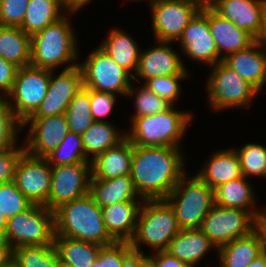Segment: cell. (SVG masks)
<instances>
[{
    "label": "cell",
    "instance_id": "1",
    "mask_svg": "<svg viewBox=\"0 0 266 267\" xmlns=\"http://www.w3.org/2000/svg\"><path fill=\"white\" fill-rule=\"evenodd\" d=\"M182 147L133 145L131 178L143 200L165 199L185 171Z\"/></svg>",
    "mask_w": 266,
    "mask_h": 267
},
{
    "label": "cell",
    "instance_id": "2",
    "mask_svg": "<svg viewBox=\"0 0 266 267\" xmlns=\"http://www.w3.org/2000/svg\"><path fill=\"white\" fill-rule=\"evenodd\" d=\"M73 13L76 12L67 11L59 20L31 35V66L57 72L63 65V70L78 65L77 34L69 19Z\"/></svg>",
    "mask_w": 266,
    "mask_h": 267
},
{
    "label": "cell",
    "instance_id": "3",
    "mask_svg": "<svg viewBox=\"0 0 266 267\" xmlns=\"http://www.w3.org/2000/svg\"><path fill=\"white\" fill-rule=\"evenodd\" d=\"M55 236L69 237L106 246L115 241L108 234L101 208L87 195L54 210Z\"/></svg>",
    "mask_w": 266,
    "mask_h": 267
},
{
    "label": "cell",
    "instance_id": "4",
    "mask_svg": "<svg viewBox=\"0 0 266 267\" xmlns=\"http://www.w3.org/2000/svg\"><path fill=\"white\" fill-rule=\"evenodd\" d=\"M192 117L191 112L178 111L172 105L164 112L136 117L126 131V138L138 146L181 147Z\"/></svg>",
    "mask_w": 266,
    "mask_h": 267
},
{
    "label": "cell",
    "instance_id": "5",
    "mask_svg": "<svg viewBox=\"0 0 266 267\" xmlns=\"http://www.w3.org/2000/svg\"><path fill=\"white\" fill-rule=\"evenodd\" d=\"M180 230L175 211L166 199L143 200L135 235L129 243L133 251L140 253H144L141 244L150 247L153 252L167 250Z\"/></svg>",
    "mask_w": 266,
    "mask_h": 267
},
{
    "label": "cell",
    "instance_id": "6",
    "mask_svg": "<svg viewBox=\"0 0 266 267\" xmlns=\"http://www.w3.org/2000/svg\"><path fill=\"white\" fill-rule=\"evenodd\" d=\"M173 207L180 229H199L215 205L214 190L197 175L186 173L165 198Z\"/></svg>",
    "mask_w": 266,
    "mask_h": 267
},
{
    "label": "cell",
    "instance_id": "7",
    "mask_svg": "<svg viewBox=\"0 0 266 267\" xmlns=\"http://www.w3.org/2000/svg\"><path fill=\"white\" fill-rule=\"evenodd\" d=\"M211 67L205 87L210 109L219 112L250 107L259 92L223 61Z\"/></svg>",
    "mask_w": 266,
    "mask_h": 267
},
{
    "label": "cell",
    "instance_id": "8",
    "mask_svg": "<svg viewBox=\"0 0 266 267\" xmlns=\"http://www.w3.org/2000/svg\"><path fill=\"white\" fill-rule=\"evenodd\" d=\"M54 211L44 205L33 204L30 208L7 219L2 236L14 250L20 246L54 244Z\"/></svg>",
    "mask_w": 266,
    "mask_h": 267
},
{
    "label": "cell",
    "instance_id": "9",
    "mask_svg": "<svg viewBox=\"0 0 266 267\" xmlns=\"http://www.w3.org/2000/svg\"><path fill=\"white\" fill-rule=\"evenodd\" d=\"M78 65L87 89L126 96L133 82V76L99 46Z\"/></svg>",
    "mask_w": 266,
    "mask_h": 267
},
{
    "label": "cell",
    "instance_id": "10",
    "mask_svg": "<svg viewBox=\"0 0 266 267\" xmlns=\"http://www.w3.org/2000/svg\"><path fill=\"white\" fill-rule=\"evenodd\" d=\"M50 81V70L31 65L18 68L13 88L7 96L16 118L24 123L41 105Z\"/></svg>",
    "mask_w": 266,
    "mask_h": 267
},
{
    "label": "cell",
    "instance_id": "11",
    "mask_svg": "<svg viewBox=\"0 0 266 267\" xmlns=\"http://www.w3.org/2000/svg\"><path fill=\"white\" fill-rule=\"evenodd\" d=\"M254 218L249 211L215 204L199 229L218 249L236 238L249 235L254 230Z\"/></svg>",
    "mask_w": 266,
    "mask_h": 267
},
{
    "label": "cell",
    "instance_id": "12",
    "mask_svg": "<svg viewBox=\"0 0 266 267\" xmlns=\"http://www.w3.org/2000/svg\"><path fill=\"white\" fill-rule=\"evenodd\" d=\"M155 41L176 43L193 17L200 11L179 0H148Z\"/></svg>",
    "mask_w": 266,
    "mask_h": 267
},
{
    "label": "cell",
    "instance_id": "13",
    "mask_svg": "<svg viewBox=\"0 0 266 267\" xmlns=\"http://www.w3.org/2000/svg\"><path fill=\"white\" fill-rule=\"evenodd\" d=\"M91 163H74L52 167L48 209L81 198L89 193Z\"/></svg>",
    "mask_w": 266,
    "mask_h": 267
},
{
    "label": "cell",
    "instance_id": "14",
    "mask_svg": "<svg viewBox=\"0 0 266 267\" xmlns=\"http://www.w3.org/2000/svg\"><path fill=\"white\" fill-rule=\"evenodd\" d=\"M52 167L45 157H35L26 151L19 159L13 182L32 204L48 208Z\"/></svg>",
    "mask_w": 266,
    "mask_h": 267
},
{
    "label": "cell",
    "instance_id": "15",
    "mask_svg": "<svg viewBox=\"0 0 266 267\" xmlns=\"http://www.w3.org/2000/svg\"><path fill=\"white\" fill-rule=\"evenodd\" d=\"M184 56L208 67L219 62V54L209 29L208 9L199 11L177 41Z\"/></svg>",
    "mask_w": 266,
    "mask_h": 267
},
{
    "label": "cell",
    "instance_id": "16",
    "mask_svg": "<svg viewBox=\"0 0 266 267\" xmlns=\"http://www.w3.org/2000/svg\"><path fill=\"white\" fill-rule=\"evenodd\" d=\"M83 87V76L79 65L60 71L57 76L50 70L48 91L41 105L31 117L62 115L70 101Z\"/></svg>",
    "mask_w": 266,
    "mask_h": 267
},
{
    "label": "cell",
    "instance_id": "17",
    "mask_svg": "<svg viewBox=\"0 0 266 267\" xmlns=\"http://www.w3.org/2000/svg\"><path fill=\"white\" fill-rule=\"evenodd\" d=\"M29 128L25 138V151L35 157H45L63 140L69 127L65 115L29 117L22 123V129Z\"/></svg>",
    "mask_w": 266,
    "mask_h": 267
},
{
    "label": "cell",
    "instance_id": "18",
    "mask_svg": "<svg viewBox=\"0 0 266 267\" xmlns=\"http://www.w3.org/2000/svg\"><path fill=\"white\" fill-rule=\"evenodd\" d=\"M155 43V47L141 50L139 65L133 76L134 81H142L143 84L148 79L160 76L190 74L184 60L171 47L173 42L156 41Z\"/></svg>",
    "mask_w": 266,
    "mask_h": 267
},
{
    "label": "cell",
    "instance_id": "19",
    "mask_svg": "<svg viewBox=\"0 0 266 267\" xmlns=\"http://www.w3.org/2000/svg\"><path fill=\"white\" fill-rule=\"evenodd\" d=\"M212 8L255 38L266 15V0H213Z\"/></svg>",
    "mask_w": 266,
    "mask_h": 267
},
{
    "label": "cell",
    "instance_id": "20",
    "mask_svg": "<svg viewBox=\"0 0 266 267\" xmlns=\"http://www.w3.org/2000/svg\"><path fill=\"white\" fill-rule=\"evenodd\" d=\"M209 29L219 54V62L229 54L248 48L255 38L238 28L234 22L221 16L212 7L208 8Z\"/></svg>",
    "mask_w": 266,
    "mask_h": 267
},
{
    "label": "cell",
    "instance_id": "21",
    "mask_svg": "<svg viewBox=\"0 0 266 267\" xmlns=\"http://www.w3.org/2000/svg\"><path fill=\"white\" fill-rule=\"evenodd\" d=\"M143 201H125L101 208L104 226L115 242H130Z\"/></svg>",
    "mask_w": 266,
    "mask_h": 267
},
{
    "label": "cell",
    "instance_id": "22",
    "mask_svg": "<svg viewBox=\"0 0 266 267\" xmlns=\"http://www.w3.org/2000/svg\"><path fill=\"white\" fill-rule=\"evenodd\" d=\"M223 62L259 93L266 84V53L254 42L248 48L229 54Z\"/></svg>",
    "mask_w": 266,
    "mask_h": 267
},
{
    "label": "cell",
    "instance_id": "23",
    "mask_svg": "<svg viewBox=\"0 0 266 267\" xmlns=\"http://www.w3.org/2000/svg\"><path fill=\"white\" fill-rule=\"evenodd\" d=\"M133 144L125 138L91 160V179H112L131 174Z\"/></svg>",
    "mask_w": 266,
    "mask_h": 267
},
{
    "label": "cell",
    "instance_id": "24",
    "mask_svg": "<svg viewBox=\"0 0 266 267\" xmlns=\"http://www.w3.org/2000/svg\"><path fill=\"white\" fill-rule=\"evenodd\" d=\"M205 162L196 175L213 190L243 176L239 157L234 148L219 149Z\"/></svg>",
    "mask_w": 266,
    "mask_h": 267
},
{
    "label": "cell",
    "instance_id": "25",
    "mask_svg": "<svg viewBox=\"0 0 266 267\" xmlns=\"http://www.w3.org/2000/svg\"><path fill=\"white\" fill-rule=\"evenodd\" d=\"M211 248L217 251L216 246L200 229H181L166 251L191 267H196Z\"/></svg>",
    "mask_w": 266,
    "mask_h": 267
},
{
    "label": "cell",
    "instance_id": "26",
    "mask_svg": "<svg viewBox=\"0 0 266 267\" xmlns=\"http://www.w3.org/2000/svg\"><path fill=\"white\" fill-rule=\"evenodd\" d=\"M89 194L100 208L125 201H143L134 187L131 175L91 179Z\"/></svg>",
    "mask_w": 266,
    "mask_h": 267
},
{
    "label": "cell",
    "instance_id": "27",
    "mask_svg": "<svg viewBox=\"0 0 266 267\" xmlns=\"http://www.w3.org/2000/svg\"><path fill=\"white\" fill-rule=\"evenodd\" d=\"M134 39L123 29L113 28L108 32L106 39L103 38V41L98 45L132 76L137 71L141 53L139 44Z\"/></svg>",
    "mask_w": 266,
    "mask_h": 267
},
{
    "label": "cell",
    "instance_id": "28",
    "mask_svg": "<svg viewBox=\"0 0 266 267\" xmlns=\"http://www.w3.org/2000/svg\"><path fill=\"white\" fill-rule=\"evenodd\" d=\"M253 190L254 187L244 176L233 179L214 190L215 204L227 208L246 210L255 217L263 210V207L256 209L257 199H255L256 194Z\"/></svg>",
    "mask_w": 266,
    "mask_h": 267
},
{
    "label": "cell",
    "instance_id": "29",
    "mask_svg": "<svg viewBox=\"0 0 266 267\" xmlns=\"http://www.w3.org/2000/svg\"><path fill=\"white\" fill-rule=\"evenodd\" d=\"M219 267H247L263 250L259 237L252 231L217 249Z\"/></svg>",
    "mask_w": 266,
    "mask_h": 267
},
{
    "label": "cell",
    "instance_id": "30",
    "mask_svg": "<svg viewBox=\"0 0 266 267\" xmlns=\"http://www.w3.org/2000/svg\"><path fill=\"white\" fill-rule=\"evenodd\" d=\"M60 263L66 267H91L102 246L69 237L54 236Z\"/></svg>",
    "mask_w": 266,
    "mask_h": 267
},
{
    "label": "cell",
    "instance_id": "31",
    "mask_svg": "<svg viewBox=\"0 0 266 267\" xmlns=\"http://www.w3.org/2000/svg\"><path fill=\"white\" fill-rule=\"evenodd\" d=\"M0 57L18 68L29 66L31 35L20 27L0 26Z\"/></svg>",
    "mask_w": 266,
    "mask_h": 267
},
{
    "label": "cell",
    "instance_id": "32",
    "mask_svg": "<svg viewBox=\"0 0 266 267\" xmlns=\"http://www.w3.org/2000/svg\"><path fill=\"white\" fill-rule=\"evenodd\" d=\"M67 11L61 0H29L20 28L26 34L33 35L62 18Z\"/></svg>",
    "mask_w": 266,
    "mask_h": 267
},
{
    "label": "cell",
    "instance_id": "33",
    "mask_svg": "<svg viewBox=\"0 0 266 267\" xmlns=\"http://www.w3.org/2000/svg\"><path fill=\"white\" fill-rule=\"evenodd\" d=\"M110 121L93 122L81 135L86 157L91 161L109 148L117 146L126 138ZM91 156V157H90Z\"/></svg>",
    "mask_w": 266,
    "mask_h": 267
},
{
    "label": "cell",
    "instance_id": "34",
    "mask_svg": "<svg viewBox=\"0 0 266 267\" xmlns=\"http://www.w3.org/2000/svg\"><path fill=\"white\" fill-rule=\"evenodd\" d=\"M45 158L51 167L74 163H91L86 157L82 136L71 131Z\"/></svg>",
    "mask_w": 266,
    "mask_h": 267
},
{
    "label": "cell",
    "instance_id": "35",
    "mask_svg": "<svg viewBox=\"0 0 266 267\" xmlns=\"http://www.w3.org/2000/svg\"><path fill=\"white\" fill-rule=\"evenodd\" d=\"M69 131L82 135L94 122L90 109V89L82 87L64 112Z\"/></svg>",
    "mask_w": 266,
    "mask_h": 267
},
{
    "label": "cell",
    "instance_id": "36",
    "mask_svg": "<svg viewBox=\"0 0 266 267\" xmlns=\"http://www.w3.org/2000/svg\"><path fill=\"white\" fill-rule=\"evenodd\" d=\"M13 257L21 267H61L54 244L20 246L13 250Z\"/></svg>",
    "mask_w": 266,
    "mask_h": 267
},
{
    "label": "cell",
    "instance_id": "37",
    "mask_svg": "<svg viewBox=\"0 0 266 267\" xmlns=\"http://www.w3.org/2000/svg\"><path fill=\"white\" fill-rule=\"evenodd\" d=\"M245 178L266 176V146L257 143H247L235 148Z\"/></svg>",
    "mask_w": 266,
    "mask_h": 267
},
{
    "label": "cell",
    "instance_id": "38",
    "mask_svg": "<svg viewBox=\"0 0 266 267\" xmlns=\"http://www.w3.org/2000/svg\"><path fill=\"white\" fill-rule=\"evenodd\" d=\"M134 88V82H132L126 94V97H134L135 112L132 114L131 118H129L131 122L136 117L164 112L172 106L168 101L150 91L144 84L140 85V88H138L139 91Z\"/></svg>",
    "mask_w": 266,
    "mask_h": 267
},
{
    "label": "cell",
    "instance_id": "39",
    "mask_svg": "<svg viewBox=\"0 0 266 267\" xmlns=\"http://www.w3.org/2000/svg\"><path fill=\"white\" fill-rule=\"evenodd\" d=\"M22 131V123L13 114L8 97L0 95V151L17 146Z\"/></svg>",
    "mask_w": 266,
    "mask_h": 267
},
{
    "label": "cell",
    "instance_id": "40",
    "mask_svg": "<svg viewBox=\"0 0 266 267\" xmlns=\"http://www.w3.org/2000/svg\"><path fill=\"white\" fill-rule=\"evenodd\" d=\"M32 205V202L19 191L13 181L0 184V213L6 219L24 212Z\"/></svg>",
    "mask_w": 266,
    "mask_h": 267
},
{
    "label": "cell",
    "instance_id": "41",
    "mask_svg": "<svg viewBox=\"0 0 266 267\" xmlns=\"http://www.w3.org/2000/svg\"><path fill=\"white\" fill-rule=\"evenodd\" d=\"M190 75H171L160 76L146 80L143 84L160 98L168 101L174 106V102H178L180 98L181 86L180 83L183 79L188 78Z\"/></svg>",
    "mask_w": 266,
    "mask_h": 267
},
{
    "label": "cell",
    "instance_id": "42",
    "mask_svg": "<svg viewBox=\"0 0 266 267\" xmlns=\"http://www.w3.org/2000/svg\"><path fill=\"white\" fill-rule=\"evenodd\" d=\"M132 251L129 242H114L102 246L91 267H121L123 259Z\"/></svg>",
    "mask_w": 266,
    "mask_h": 267
},
{
    "label": "cell",
    "instance_id": "43",
    "mask_svg": "<svg viewBox=\"0 0 266 267\" xmlns=\"http://www.w3.org/2000/svg\"><path fill=\"white\" fill-rule=\"evenodd\" d=\"M29 0H0V26L20 27Z\"/></svg>",
    "mask_w": 266,
    "mask_h": 267
},
{
    "label": "cell",
    "instance_id": "44",
    "mask_svg": "<svg viewBox=\"0 0 266 267\" xmlns=\"http://www.w3.org/2000/svg\"><path fill=\"white\" fill-rule=\"evenodd\" d=\"M116 94L90 89V109L95 122H107L106 117L113 112L117 101Z\"/></svg>",
    "mask_w": 266,
    "mask_h": 267
},
{
    "label": "cell",
    "instance_id": "45",
    "mask_svg": "<svg viewBox=\"0 0 266 267\" xmlns=\"http://www.w3.org/2000/svg\"><path fill=\"white\" fill-rule=\"evenodd\" d=\"M21 145L0 151V184L13 181L17 163L25 152L24 143Z\"/></svg>",
    "mask_w": 266,
    "mask_h": 267
},
{
    "label": "cell",
    "instance_id": "46",
    "mask_svg": "<svg viewBox=\"0 0 266 267\" xmlns=\"http://www.w3.org/2000/svg\"><path fill=\"white\" fill-rule=\"evenodd\" d=\"M17 70V66L0 57V95L10 94Z\"/></svg>",
    "mask_w": 266,
    "mask_h": 267
},
{
    "label": "cell",
    "instance_id": "47",
    "mask_svg": "<svg viewBox=\"0 0 266 267\" xmlns=\"http://www.w3.org/2000/svg\"><path fill=\"white\" fill-rule=\"evenodd\" d=\"M147 257L153 267H191L178 260L166 250L152 252V254H148Z\"/></svg>",
    "mask_w": 266,
    "mask_h": 267
},
{
    "label": "cell",
    "instance_id": "48",
    "mask_svg": "<svg viewBox=\"0 0 266 267\" xmlns=\"http://www.w3.org/2000/svg\"><path fill=\"white\" fill-rule=\"evenodd\" d=\"M254 218V232L259 237L263 252H266V206Z\"/></svg>",
    "mask_w": 266,
    "mask_h": 267
},
{
    "label": "cell",
    "instance_id": "49",
    "mask_svg": "<svg viewBox=\"0 0 266 267\" xmlns=\"http://www.w3.org/2000/svg\"><path fill=\"white\" fill-rule=\"evenodd\" d=\"M148 262L145 253L131 251L122 261L121 267H143Z\"/></svg>",
    "mask_w": 266,
    "mask_h": 267
},
{
    "label": "cell",
    "instance_id": "50",
    "mask_svg": "<svg viewBox=\"0 0 266 267\" xmlns=\"http://www.w3.org/2000/svg\"><path fill=\"white\" fill-rule=\"evenodd\" d=\"M13 257V249L2 238H0V267L5 265Z\"/></svg>",
    "mask_w": 266,
    "mask_h": 267
},
{
    "label": "cell",
    "instance_id": "51",
    "mask_svg": "<svg viewBox=\"0 0 266 267\" xmlns=\"http://www.w3.org/2000/svg\"><path fill=\"white\" fill-rule=\"evenodd\" d=\"M61 2L69 11L78 12L86 4L88 5L89 2H92V0H61Z\"/></svg>",
    "mask_w": 266,
    "mask_h": 267
},
{
    "label": "cell",
    "instance_id": "52",
    "mask_svg": "<svg viewBox=\"0 0 266 267\" xmlns=\"http://www.w3.org/2000/svg\"><path fill=\"white\" fill-rule=\"evenodd\" d=\"M255 43L266 53V15L263 19L261 28L255 37Z\"/></svg>",
    "mask_w": 266,
    "mask_h": 267
},
{
    "label": "cell",
    "instance_id": "53",
    "mask_svg": "<svg viewBox=\"0 0 266 267\" xmlns=\"http://www.w3.org/2000/svg\"><path fill=\"white\" fill-rule=\"evenodd\" d=\"M195 6L198 10L204 11L213 5V0H179Z\"/></svg>",
    "mask_w": 266,
    "mask_h": 267
},
{
    "label": "cell",
    "instance_id": "54",
    "mask_svg": "<svg viewBox=\"0 0 266 267\" xmlns=\"http://www.w3.org/2000/svg\"><path fill=\"white\" fill-rule=\"evenodd\" d=\"M247 267H266V252L258 255Z\"/></svg>",
    "mask_w": 266,
    "mask_h": 267
},
{
    "label": "cell",
    "instance_id": "55",
    "mask_svg": "<svg viewBox=\"0 0 266 267\" xmlns=\"http://www.w3.org/2000/svg\"><path fill=\"white\" fill-rule=\"evenodd\" d=\"M7 219L0 213V238H2L6 229Z\"/></svg>",
    "mask_w": 266,
    "mask_h": 267
},
{
    "label": "cell",
    "instance_id": "56",
    "mask_svg": "<svg viewBox=\"0 0 266 267\" xmlns=\"http://www.w3.org/2000/svg\"><path fill=\"white\" fill-rule=\"evenodd\" d=\"M2 267H21L19 263L12 257L5 265Z\"/></svg>",
    "mask_w": 266,
    "mask_h": 267
},
{
    "label": "cell",
    "instance_id": "57",
    "mask_svg": "<svg viewBox=\"0 0 266 267\" xmlns=\"http://www.w3.org/2000/svg\"><path fill=\"white\" fill-rule=\"evenodd\" d=\"M143 267H153L152 264L148 261Z\"/></svg>",
    "mask_w": 266,
    "mask_h": 267
},
{
    "label": "cell",
    "instance_id": "58",
    "mask_svg": "<svg viewBox=\"0 0 266 267\" xmlns=\"http://www.w3.org/2000/svg\"><path fill=\"white\" fill-rule=\"evenodd\" d=\"M128 1V0H127ZM130 1H132V0H130ZM134 1V0H133ZM135 1H137V2H139V1H145V0H135Z\"/></svg>",
    "mask_w": 266,
    "mask_h": 267
}]
</instances>
